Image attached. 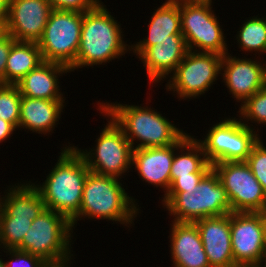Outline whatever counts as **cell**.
<instances>
[{"label":"cell","mask_w":266,"mask_h":267,"mask_svg":"<svg viewBox=\"0 0 266 267\" xmlns=\"http://www.w3.org/2000/svg\"><path fill=\"white\" fill-rule=\"evenodd\" d=\"M60 154L42 185L33 183V186L41 194L46 209L62 214L71 222L79 214L83 187L90 170L74 145L63 147Z\"/></svg>","instance_id":"obj_1"},{"label":"cell","mask_w":266,"mask_h":267,"mask_svg":"<svg viewBox=\"0 0 266 267\" xmlns=\"http://www.w3.org/2000/svg\"><path fill=\"white\" fill-rule=\"evenodd\" d=\"M122 31L121 24L117 23L103 2L84 12L78 54L70 71L100 66L131 51V46L123 40Z\"/></svg>","instance_id":"obj_2"},{"label":"cell","mask_w":266,"mask_h":267,"mask_svg":"<svg viewBox=\"0 0 266 267\" xmlns=\"http://www.w3.org/2000/svg\"><path fill=\"white\" fill-rule=\"evenodd\" d=\"M99 107L123 130L134 149L175 144L184 134L172 122L151 107L99 103ZM137 139V140H136ZM140 142L135 145L136 141Z\"/></svg>","instance_id":"obj_3"},{"label":"cell","mask_w":266,"mask_h":267,"mask_svg":"<svg viewBox=\"0 0 266 267\" xmlns=\"http://www.w3.org/2000/svg\"><path fill=\"white\" fill-rule=\"evenodd\" d=\"M119 178L89 172L83 187L79 214L71 221L74 228L81 218L112 220L131 225L138 214L139 205L127 195ZM136 204V205H135Z\"/></svg>","instance_id":"obj_4"},{"label":"cell","mask_w":266,"mask_h":267,"mask_svg":"<svg viewBox=\"0 0 266 267\" xmlns=\"http://www.w3.org/2000/svg\"><path fill=\"white\" fill-rule=\"evenodd\" d=\"M164 202V203H163ZM162 204L175 222H191L232 213L226 190L212 168L196 187L169 189Z\"/></svg>","instance_id":"obj_5"},{"label":"cell","mask_w":266,"mask_h":267,"mask_svg":"<svg viewBox=\"0 0 266 267\" xmlns=\"http://www.w3.org/2000/svg\"><path fill=\"white\" fill-rule=\"evenodd\" d=\"M72 230L71 222L65 216L45 209L32 221L16 249L36 255L49 264L70 261L73 259L70 250Z\"/></svg>","instance_id":"obj_6"},{"label":"cell","mask_w":266,"mask_h":267,"mask_svg":"<svg viewBox=\"0 0 266 267\" xmlns=\"http://www.w3.org/2000/svg\"><path fill=\"white\" fill-rule=\"evenodd\" d=\"M236 117L226 118L208 130L204 140H198L210 164L246 161L261 139L259 134Z\"/></svg>","instance_id":"obj_7"},{"label":"cell","mask_w":266,"mask_h":267,"mask_svg":"<svg viewBox=\"0 0 266 267\" xmlns=\"http://www.w3.org/2000/svg\"><path fill=\"white\" fill-rule=\"evenodd\" d=\"M82 22V12L53 9L37 43L43 61L70 68L78 54Z\"/></svg>","instance_id":"obj_8"},{"label":"cell","mask_w":266,"mask_h":267,"mask_svg":"<svg viewBox=\"0 0 266 267\" xmlns=\"http://www.w3.org/2000/svg\"><path fill=\"white\" fill-rule=\"evenodd\" d=\"M98 109L110 121L98 136L95 149L84 151L78 147L75 148L82 155L91 172L122 179V175L132 166L133 148L123 130L100 107Z\"/></svg>","instance_id":"obj_9"},{"label":"cell","mask_w":266,"mask_h":267,"mask_svg":"<svg viewBox=\"0 0 266 267\" xmlns=\"http://www.w3.org/2000/svg\"><path fill=\"white\" fill-rule=\"evenodd\" d=\"M211 5L212 3L179 4L181 33L188 50L224 56L228 53L226 36Z\"/></svg>","instance_id":"obj_10"},{"label":"cell","mask_w":266,"mask_h":267,"mask_svg":"<svg viewBox=\"0 0 266 267\" xmlns=\"http://www.w3.org/2000/svg\"><path fill=\"white\" fill-rule=\"evenodd\" d=\"M223 56L216 53L188 50L166 84L168 91L176 92L178 98H198L211 88L221 74Z\"/></svg>","instance_id":"obj_11"},{"label":"cell","mask_w":266,"mask_h":267,"mask_svg":"<svg viewBox=\"0 0 266 267\" xmlns=\"http://www.w3.org/2000/svg\"><path fill=\"white\" fill-rule=\"evenodd\" d=\"M223 184L232 212H259L266 207V194L245 161L212 165Z\"/></svg>","instance_id":"obj_12"},{"label":"cell","mask_w":266,"mask_h":267,"mask_svg":"<svg viewBox=\"0 0 266 267\" xmlns=\"http://www.w3.org/2000/svg\"><path fill=\"white\" fill-rule=\"evenodd\" d=\"M230 229L235 265H263L266 257V240L260 213H230Z\"/></svg>","instance_id":"obj_13"},{"label":"cell","mask_w":266,"mask_h":267,"mask_svg":"<svg viewBox=\"0 0 266 267\" xmlns=\"http://www.w3.org/2000/svg\"><path fill=\"white\" fill-rule=\"evenodd\" d=\"M221 72V78L237 102L243 103L266 86V63L262 61L236 58L226 53L222 59Z\"/></svg>","instance_id":"obj_14"},{"label":"cell","mask_w":266,"mask_h":267,"mask_svg":"<svg viewBox=\"0 0 266 267\" xmlns=\"http://www.w3.org/2000/svg\"><path fill=\"white\" fill-rule=\"evenodd\" d=\"M52 10L48 0H9L8 34L17 41L38 43Z\"/></svg>","instance_id":"obj_15"},{"label":"cell","mask_w":266,"mask_h":267,"mask_svg":"<svg viewBox=\"0 0 266 267\" xmlns=\"http://www.w3.org/2000/svg\"><path fill=\"white\" fill-rule=\"evenodd\" d=\"M210 267H236L231 247L230 213L194 222Z\"/></svg>","instance_id":"obj_16"},{"label":"cell","mask_w":266,"mask_h":267,"mask_svg":"<svg viewBox=\"0 0 266 267\" xmlns=\"http://www.w3.org/2000/svg\"><path fill=\"white\" fill-rule=\"evenodd\" d=\"M179 151V140L170 146L137 148L132 151V166L139 177L156 188H164L165 193L171 185V166L175 151Z\"/></svg>","instance_id":"obj_17"},{"label":"cell","mask_w":266,"mask_h":267,"mask_svg":"<svg viewBox=\"0 0 266 267\" xmlns=\"http://www.w3.org/2000/svg\"><path fill=\"white\" fill-rule=\"evenodd\" d=\"M188 51L183 35H171V39L152 41L150 46L139 59L147 69V77L154 83H160L169 77L184 59ZM163 78V79H162Z\"/></svg>","instance_id":"obj_18"},{"label":"cell","mask_w":266,"mask_h":267,"mask_svg":"<svg viewBox=\"0 0 266 267\" xmlns=\"http://www.w3.org/2000/svg\"><path fill=\"white\" fill-rule=\"evenodd\" d=\"M170 225L174 267H210L196 224L172 221Z\"/></svg>","instance_id":"obj_19"},{"label":"cell","mask_w":266,"mask_h":267,"mask_svg":"<svg viewBox=\"0 0 266 267\" xmlns=\"http://www.w3.org/2000/svg\"><path fill=\"white\" fill-rule=\"evenodd\" d=\"M69 71L70 69L64 65L43 61L16 85L23 97L64 100L63 93L59 92L58 76Z\"/></svg>","instance_id":"obj_20"},{"label":"cell","mask_w":266,"mask_h":267,"mask_svg":"<svg viewBox=\"0 0 266 267\" xmlns=\"http://www.w3.org/2000/svg\"><path fill=\"white\" fill-rule=\"evenodd\" d=\"M64 101L22 96L18 129L26 128L39 134H49L61 117Z\"/></svg>","instance_id":"obj_21"},{"label":"cell","mask_w":266,"mask_h":267,"mask_svg":"<svg viewBox=\"0 0 266 267\" xmlns=\"http://www.w3.org/2000/svg\"><path fill=\"white\" fill-rule=\"evenodd\" d=\"M146 38L131 46V51L140 57L150 46L152 41L171 39V35H182L179 4L166 0L152 14L148 24Z\"/></svg>","instance_id":"obj_22"},{"label":"cell","mask_w":266,"mask_h":267,"mask_svg":"<svg viewBox=\"0 0 266 267\" xmlns=\"http://www.w3.org/2000/svg\"><path fill=\"white\" fill-rule=\"evenodd\" d=\"M7 190L0 198V217L39 216L46 209L41 194L32 183L20 182Z\"/></svg>","instance_id":"obj_23"},{"label":"cell","mask_w":266,"mask_h":267,"mask_svg":"<svg viewBox=\"0 0 266 267\" xmlns=\"http://www.w3.org/2000/svg\"><path fill=\"white\" fill-rule=\"evenodd\" d=\"M179 150V155L174 154L172 161L171 183L178 177L191 176V173H208L212 169L197 138L185 133L179 139Z\"/></svg>","instance_id":"obj_24"},{"label":"cell","mask_w":266,"mask_h":267,"mask_svg":"<svg viewBox=\"0 0 266 267\" xmlns=\"http://www.w3.org/2000/svg\"><path fill=\"white\" fill-rule=\"evenodd\" d=\"M42 62L43 59L37 43L15 40L8 54L4 84L16 85Z\"/></svg>","instance_id":"obj_25"},{"label":"cell","mask_w":266,"mask_h":267,"mask_svg":"<svg viewBox=\"0 0 266 267\" xmlns=\"http://www.w3.org/2000/svg\"><path fill=\"white\" fill-rule=\"evenodd\" d=\"M237 32V43L242 51L266 53V18H249Z\"/></svg>","instance_id":"obj_26"},{"label":"cell","mask_w":266,"mask_h":267,"mask_svg":"<svg viewBox=\"0 0 266 267\" xmlns=\"http://www.w3.org/2000/svg\"><path fill=\"white\" fill-rule=\"evenodd\" d=\"M36 217L38 216L0 217V246L4 250L16 249Z\"/></svg>","instance_id":"obj_27"},{"label":"cell","mask_w":266,"mask_h":267,"mask_svg":"<svg viewBox=\"0 0 266 267\" xmlns=\"http://www.w3.org/2000/svg\"><path fill=\"white\" fill-rule=\"evenodd\" d=\"M21 94L17 85L0 84V118L17 130L20 120Z\"/></svg>","instance_id":"obj_28"},{"label":"cell","mask_w":266,"mask_h":267,"mask_svg":"<svg viewBox=\"0 0 266 267\" xmlns=\"http://www.w3.org/2000/svg\"><path fill=\"white\" fill-rule=\"evenodd\" d=\"M238 112L241 122L249 128L248 121L266 125V86L241 103Z\"/></svg>","instance_id":"obj_29"},{"label":"cell","mask_w":266,"mask_h":267,"mask_svg":"<svg viewBox=\"0 0 266 267\" xmlns=\"http://www.w3.org/2000/svg\"><path fill=\"white\" fill-rule=\"evenodd\" d=\"M263 140H259L253 147L251 154L247 157L246 163L250 167L254 177L261 184L266 194V147Z\"/></svg>","instance_id":"obj_30"},{"label":"cell","mask_w":266,"mask_h":267,"mask_svg":"<svg viewBox=\"0 0 266 267\" xmlns=\"http://www.w3.org/2000/svg\"><path fill=\"white\" fill-rule=\"evenodd\" d=\"M10 256V260L5 262V267H47L49 263H47L42 258L32 255L28 252L21 251L18 249H7Z\"/></svg>","instance_id":"obj_31"},{"label":"cell","mask_w":266,"mask_h":267,"mask_svg":"<svg viewBox=\"0 0 266 267\" xmlns=\"http://www.w3.org/2000/svg\"><path fill=\"white\" fill-rule=\"evenodd\" d=\"M53 9L86 12L93 9L100 0H48Z\"/></svg>","instance_id":"obj_32"},{"label":"cell","mask_w":266,"mask_h":267,"mask_svg":"<svg viewBox=\"0 0 266 267\" xmlns=\"http://www.w3.org/2000/svg\"><path fill=\"white\" fill-rule=\"evenodd\" d=\"M207 173H191V176L178 177L169 189H190L196 187Z\"/></svg>","instance_id":"obj_33"},{"label":"cell","mask_w":266,"mask_h":267,"mask_svg":"<svg viewBox=\"0 0 266 267\" xmlns=\"http://www.w3.org/2000/svg\"><path fill=\"white\" fill-rule=\"evenodd\" d=\"M14 41L15 39L9 34L0 40V84H4L6 62Z\"/></svg>","instance_id":"obj_34"},{"label":"cell","mask_w":266,"mask_h":267,"mask_svg":"<svg viewBox=\"0 0 266 267\" xmlns=\"http://www.w3.org/2000/svg\"><path fill=\"white\" fill-rule=\"evenodd\" d=\"M15 129L11 123L0 118V143L7 140Z\"/></svg>","instance_id":"obj_35"},{"label":"cell","mask_w":266,"mask_h":267,"mask_svg":"<svg viewBox=\"0 0 266 267\" xmlns=\"http://www.w3.org/2000/svg\"><path fill=\"white\" fill-rule=\"evenodd\" d=\"M9 12V0H0V20H7Z\"/></svg>","instance_id":"obj_36"},{"label":"cell","mask_w":266,"mask_h":267,"mask_svg":"<svg viewBox=\"0 0 266 267\" xmlns=\"http://www.w3.org/2000/svg\"><path fill=\"white\" fill-rule=\"evenodd\" d=\"M171 2L177 4H185V3H212V0H169Z\"/></svg>","instance_id":"obj_37"},{"label":"cell","mask_w":266,"mask_h":267,"mask_svg":"<svg viewBox=\"0 0 266 267\" xmlns=\"http://www.w3.org/2000/svg\"><path fill=\"white\" fill-rule=\"evenodd\" d=\"M8 35L7 20H0V40Z\"/></svg>","instance_id":"obj_38"},{"label":"cell","mask_w":266,"mask_h":267,"mask_svg":"<svg viewBox=\"0 0 266 267\" xmlns=\"http://www.w3.org/2000/svg\"><path fill=\"white\" fill-rule=\"evenodd\" d=\"M259 213H260L262 220H263L265 240H266V207L263 210L259 211Z\"/></svg>","instance_id":"obj_39"},{"label":"cell","mask_w":266,"mask_h":267,"mask_svg":"<svg viewBox=\"0 0 266 267\" xmlns=\"http://www.w3.org/2000/svg\"><path fill=\"white\" fill-rule=\"evenodd\" d=\"M68 263L71 264V262L66 261L63 263L49 264L47 267H70Z\"/></svg>","instance_id":"obj_40"},{"label":"cell","mask_w":266,"mask_h":267,"mask_svg":"<svg viewBox=\"0 0 266 267\" xmlns=\"http://www.w3.org/2000/svg\"><path fill=\"white\" fill-rule=\"evenodd\" d=\"M236 267H264L263 265H249V266H236Z\"/></svg>","instance_id":"obj_41"},{"label":"cell","mask_w":266,"mask_h":267,"mask_svg":"<svg viewBox=\"0 0 266 267\" xmlns=\"http://www.w3.org/2000/svg\"><path fill=\"white\" fill-rule=\"evenodd\" d=\"M0 267H5V261L0 258Z\"/></svg>","instance_id":"obj_42"},{"label":"cell","mask_w":266,"mask_h":267,"mask_svg":"<svg viewBox=\"0 0 266 267\" xmlns=\"http://www.w3.org/2000/svg\"><path fill=\"white\" fill-rule=\"evenodd\" d=\"M263 264H264V267H266V257H265V260H264V263Z\"/></svg>","instance_id":"obj_43"}]
</instances>
